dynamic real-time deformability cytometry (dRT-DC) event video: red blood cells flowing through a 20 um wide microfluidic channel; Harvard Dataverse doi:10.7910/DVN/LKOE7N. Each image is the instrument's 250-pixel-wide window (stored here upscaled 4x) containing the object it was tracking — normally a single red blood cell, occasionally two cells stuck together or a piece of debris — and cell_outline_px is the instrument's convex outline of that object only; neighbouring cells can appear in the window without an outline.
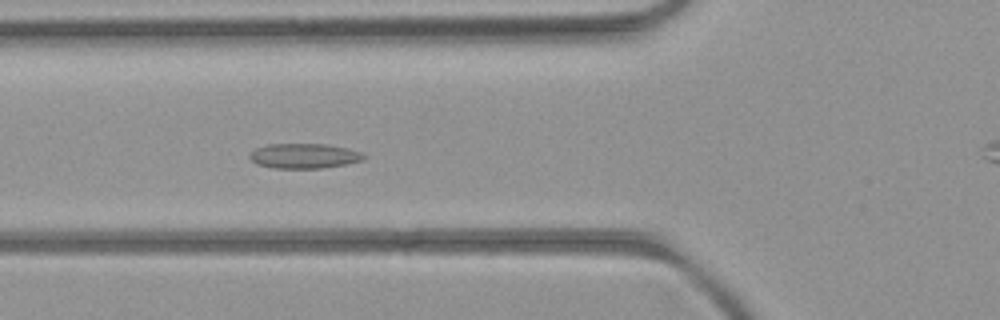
{"species": "common noctule bat (a hibernating species)", "species_latin": "Nyctalus noctula", "temperature_condition": "room temperature", "stored_images_in_passage": 53, "camera_frame_rate_fps": 3000, "um_per_image_px": 0.085, "animal": {"sex": "female", "body_mass_g": 21.9}, "frame": {"image": 1, "passage_image": 19, "time_ms": 6.0, "image_size_px": [1000, 320], "cell_outline_px": [[368, 156], [364, 160], [344, 164], [320, 168], [272, 168], [256, 164], [248, 156], [256, 148], [268, 144], [324, 144], [348, 148], [360, 152]], "centroid_in_image_um": [25.85, 13.25], "position_along_channel_um": 99.9, "area_um2": 16.53}}
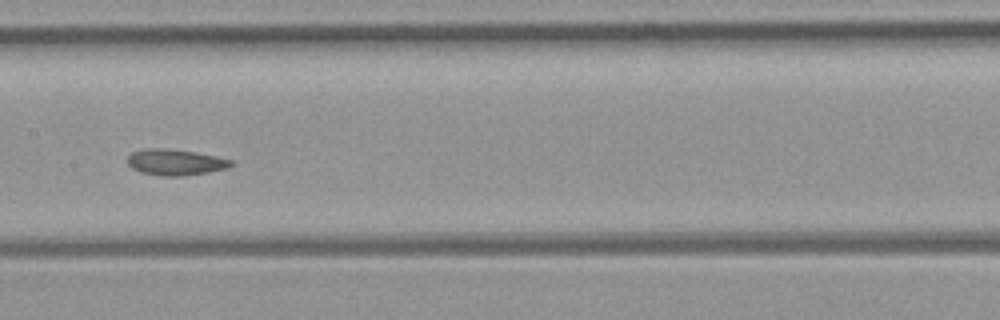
{"frame": {"image": 2, "passage_image": 26, "time_ms": 8.333, "image_size_px": [1000, 320], "cell_outline_px": [[232, 164], [228, 168], [208, 172], [184, 176], [160, 176], [140, 172], [132, 168], [128, 164], [128, 156], [132, 152], [144, 148], [168, 148], [196, 152], [216, 156], [232, 160]], "centroid_in_image_um": [14.89, 13.78], "position_along_channel_um": 192.5, "area_um2": 15.84}}
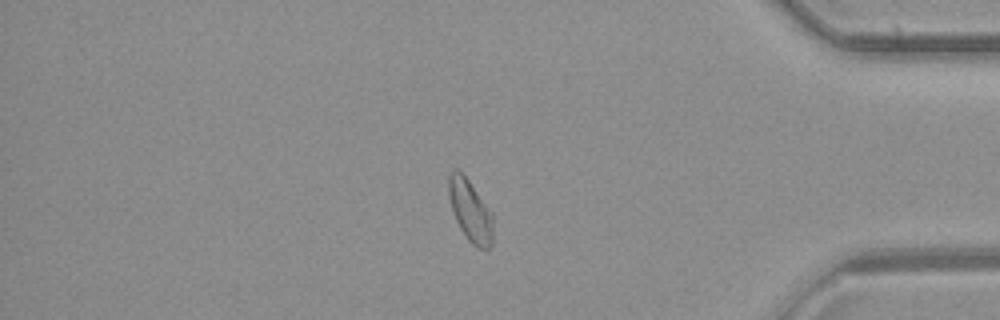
{"frame": {"image": 3, "passage_image": 44, "time_ms": 14.333, "image_size_px": [1000, 320], "cell_outline_px": [[492, 244], [488, 248], [476, 248], [468, 240], [460, 228], [456, 220], [448, 196], [448, 176], [456, 168], [468, 180], [492, 212]], "centroid_in_image_um": [39.97, 17.92], "position_along_channel_um": 395.2, "area_um2": 15.72}}